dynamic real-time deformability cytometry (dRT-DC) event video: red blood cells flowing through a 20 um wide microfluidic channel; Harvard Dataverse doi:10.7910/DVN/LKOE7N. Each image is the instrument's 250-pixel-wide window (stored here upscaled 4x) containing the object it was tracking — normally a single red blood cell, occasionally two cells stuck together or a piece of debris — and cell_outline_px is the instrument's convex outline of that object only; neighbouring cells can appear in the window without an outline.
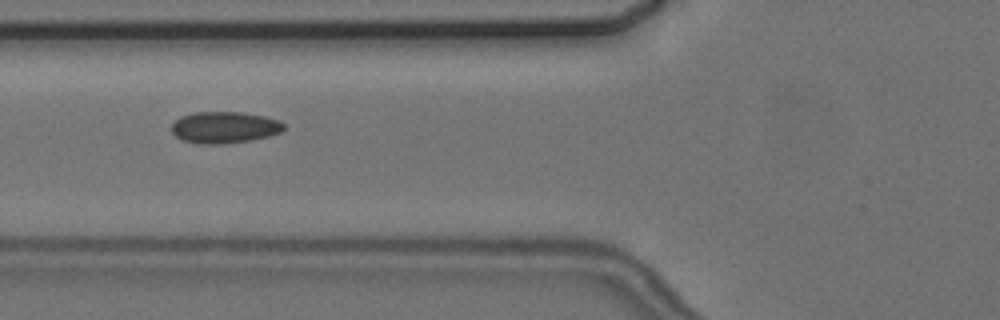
{"species": "common noctule bat (a hibernating species)", "species_latin": "Nyctalus noctula", "temperature_condition": "cold", "stored_images_in_passage": 3, "camera_frame_rate_fps": 3000, "um_per_image_px": 0.085, "animal": {"sex": "female", "body_mass_g": 24.6, "forearm_length_mm": 56.2}, "frame": {"image": 1, "passage_image": 2, "time_ms": 1.0, "image_size_px": [1000, 320], "cell_outline_px": [[284, 128], [280, 132], [268, 136], [252, 140], [220, 144], [196, 144], [184, 140], [176, 136], [172, 132], [172, 124], [180, 116], [192, 112], [240, 112], [264, 116], [280, 120], [284, 124]], "centroid_in_image_um": [19.07, 10.82], "position_along_channel_um": 106.7, "area_um2": 20.69}}
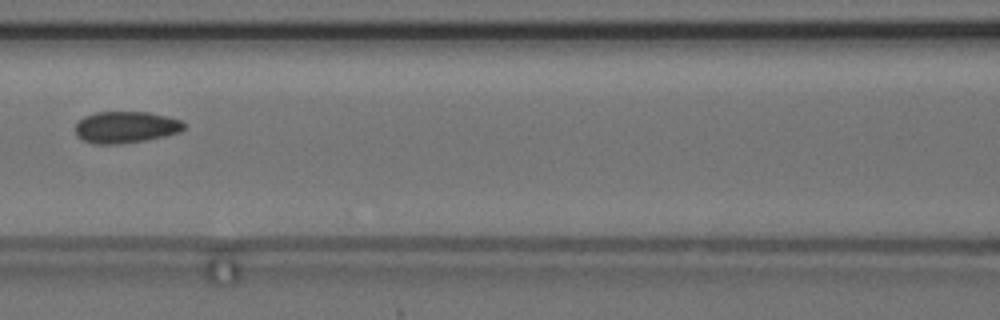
{"frame": {"image": 2, "passage_image": 3, "time_ms": 2.333, "image_size_px": [1000, 320], "cell_outline_px": [[184, 128], [180, 132], [164, 136], [144, 140], [120, 144], [92, 144], [76, 136], [76, 124], [84, 116], [96, 112], [148, 112], [180, 120], [184, 124]], "centroid_in_image_um": [10.66, 10.81], "position_along_channel_um": 155.9, "area_um2": 19.88}}